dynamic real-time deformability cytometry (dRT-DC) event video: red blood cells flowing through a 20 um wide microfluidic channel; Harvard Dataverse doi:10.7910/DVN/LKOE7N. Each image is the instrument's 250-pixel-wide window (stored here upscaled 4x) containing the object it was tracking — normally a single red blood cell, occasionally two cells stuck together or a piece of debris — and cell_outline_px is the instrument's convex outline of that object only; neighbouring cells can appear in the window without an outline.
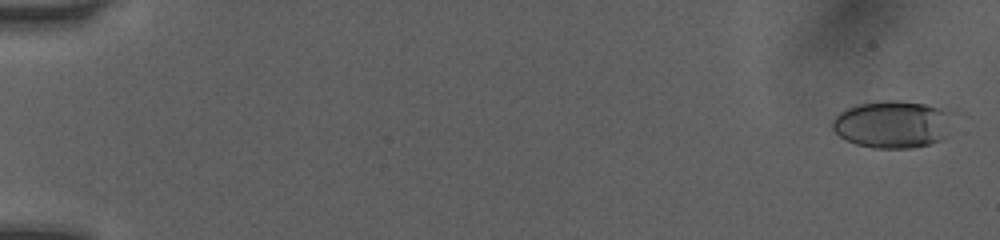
{"species": "human", "species_latin": "Homo sapiens", "temperature_condition": "room temperature", "stored_images_in_passage": 17, "camera_frame_rate_fps": 3000, "um_per_image_px": 0.085, "donor": {"sex": "female"}, "frame": {"image": 1, "passage_image": 1, "time_ms": 0.0, "image_size_px": [1000, 240], "cell_outline_px": [[960, 112], [944, 136], [940, 140], [928, 144], [912, 148], [872, 148], [856, 144], [840, 136], [832, 128], [832, 120], [844, 108], [860, 104], [884, 100], [896, 100], [956, 108]], "centroid_in_image_um": [76.0, 10.53], "position_along_channel_um": 9.0, "area_um2": 34.22}}
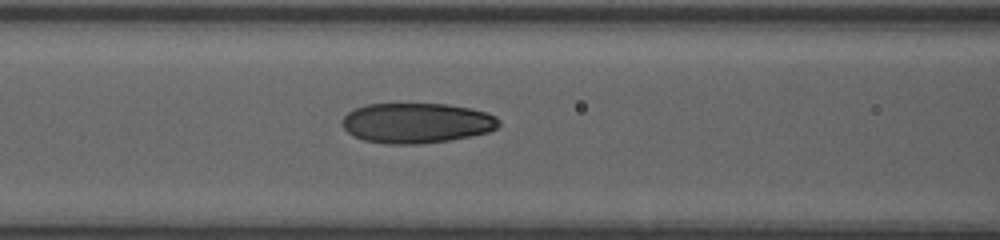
{"frame": {"image": 2, "passage_image": 13, "time_ms": 4.0, "image_size_px": [1000, 240], "cell_outline_px": [[500, 124], [496, 128], [488, 132], [472, 136], [448, 140], [416, 144], [388, 144], [364, 140], [352, 136], [340, 124], [344, 116], [348, 112], [356, 108], [368, 104], [448, 104], [472, 108], [488, 112], [496, 116], [500, 120]], "centroid_in_image_um": [35.43, 10.45], "position_along_channel_um": 131.2, "area_um2": 36.88}}
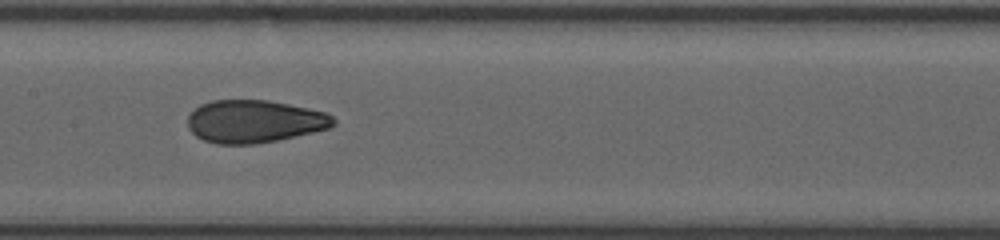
{"frame": {"image": 3, "passage_image": 15, "time_ms": 4.667, "image_size_px": [1000, 240], "cell_outline_px": [[336, 124], [328, 128], [312, 132], [276, 140], [256, 144], [216, 144], [204, 140], [196, 136], [188, 128], [188, 116], [200, 104], [212, 100], [268, 100], [308, 108], [324, 112], [332, 116], [336, 120]], "centroid_in_image_um": [21.6, 10.32], "position_along_channel_um": 185.8, "area_um2": 36.13}}